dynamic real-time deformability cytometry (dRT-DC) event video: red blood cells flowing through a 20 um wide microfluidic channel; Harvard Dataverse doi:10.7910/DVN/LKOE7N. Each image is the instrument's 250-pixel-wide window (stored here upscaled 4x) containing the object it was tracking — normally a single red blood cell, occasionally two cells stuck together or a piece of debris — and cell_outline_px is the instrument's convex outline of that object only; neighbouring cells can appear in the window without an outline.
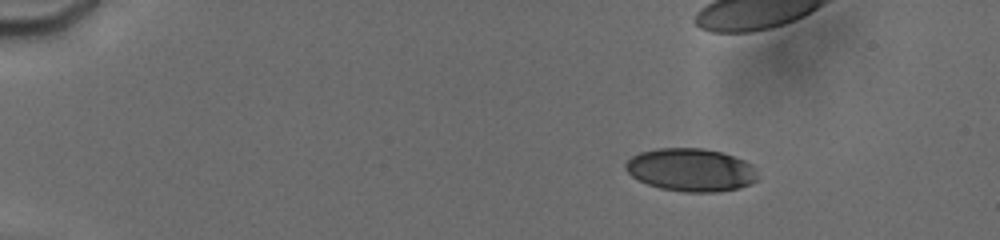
{"species": "human", "species_latin": "Homo sapiens", "temperature_condition": "cold", "stored_images_in_passage": 34, "camera_frame_rate_fps": 3000, "um_per_image_px": 0.085, "donor": {"sex": "male"}, "frame": {"image": 1, "passage_image": 8, "time_ms": 3.333, "image_size_px": [1000, 240], "cell_outline_px": [[756, 180], [752, 184], [740, 188], [716, 192], [684, 192], [660, 188], [648, 184], [632, 176], [624, 168], [624, 164], [632, 156], [640, 152], [656, 148], [704, 148], [724, 152], [744, 160], [752, 164], [756, 176]], "centroid_in_image_um": [58.73, 14.43], "position_along_channel_um": 26.3, "area_um2": 33.23}}
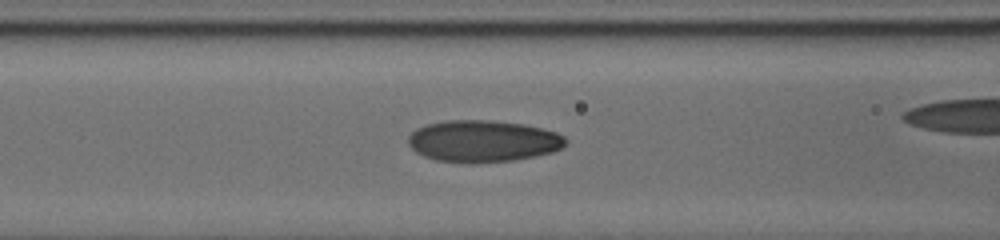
{"frame": {"image": 2, "passage_image": 30, "time_ms": 8.667, "image_size_px": [1000, 240], "cell_outline_px": [[568, 144], [552, 152], [512, 160], [436, 160], [424, 156], [416, 152], [408, 144], [408, 136], [416, 128], [428, 124], [444, 120], [488, 120], [524, 124], [556, 132], [564, 136], [568, 140]], "centroid_in_image_um": [41.06, 11.94], "position_along_channel_um": 125.5, "area_um2": 37.34}}
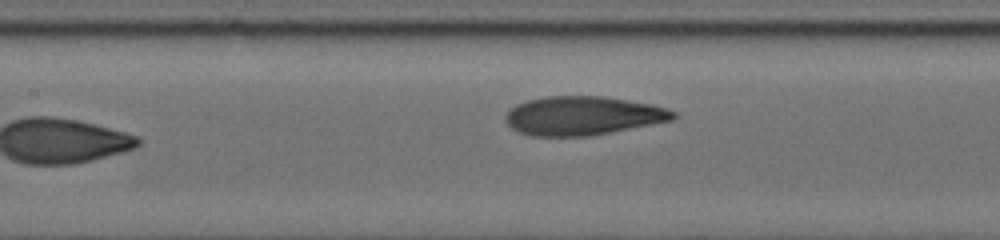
{"frame": {"image": 3, "passage_image": 34, "time_ms": 10.667, "image_size_px": [1000, 240], "cell_outline_px": [[676, 116], [672, 120], [652, 124], [588, 136], [532, 136], [520, 132], [512, 128], [504, 120], [504, 116], [508, 108], [516, 104], [528, 100], [548, 96], [604, 96], [652, 104], [668, 108], [676, 112]], "centroid_in_image_um": [49.51, 9.83], "position_along_channel_um": 157.9, "area_um2": 37.97}}